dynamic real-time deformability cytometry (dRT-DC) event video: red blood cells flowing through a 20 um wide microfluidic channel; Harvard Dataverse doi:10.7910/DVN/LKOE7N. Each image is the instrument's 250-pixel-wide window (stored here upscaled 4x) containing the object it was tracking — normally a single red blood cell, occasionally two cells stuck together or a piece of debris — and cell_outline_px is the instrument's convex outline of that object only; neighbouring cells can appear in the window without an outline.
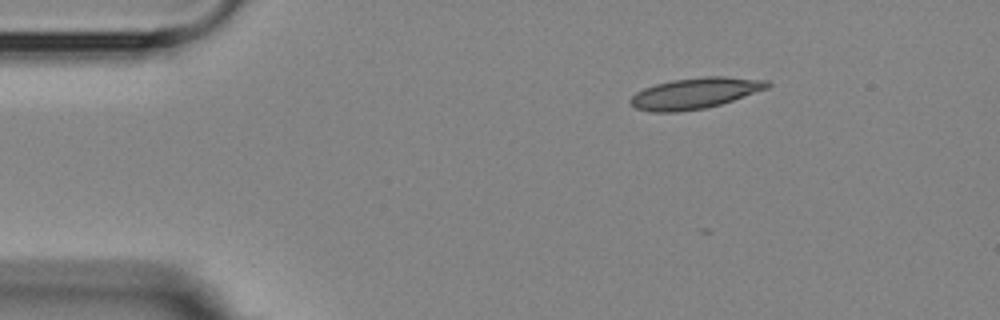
{"species": "Egyptian fruit bat (a non-hibernating species)", "species_latin": "Rousettus aegyptiacus", "temperature_condition": "room temperature", "stored_images_in_passage": 3, "camera_frame_rate_fps": 3000, "um_per_image_px": 0.085, "animal": {"sex": "female"}, "frame": {"image": 1, "passage_image": 1, "time_ms": 0.0, "image_size_px": [1000, 320], "cell_outline_px": [[772, 84], [768, 88], [720, 104], [704, 108], [676, 112], [652, 112], [636, 108], [628, 104], [628, 100], [636, 92], [644, 88], [656, 84], [672, 80], [704, 76], [724, 76], [768, 80]], "centroid_in_image_um": [59.05, 7.92], "position_along_channel_um": 25.9, "area_um2": 24.68}}